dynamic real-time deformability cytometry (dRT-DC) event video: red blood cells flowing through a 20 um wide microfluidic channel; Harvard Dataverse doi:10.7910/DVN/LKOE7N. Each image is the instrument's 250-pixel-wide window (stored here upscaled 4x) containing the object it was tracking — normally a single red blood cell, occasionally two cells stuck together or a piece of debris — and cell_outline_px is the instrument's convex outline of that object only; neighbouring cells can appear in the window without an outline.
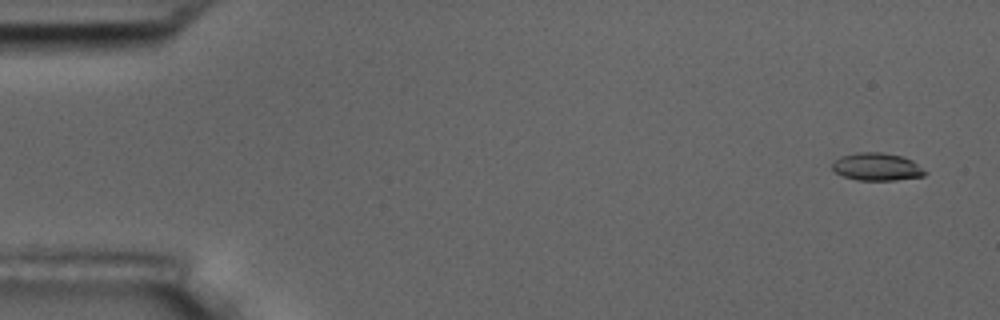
{"species": "common noctule bat (a hibernating species)", "species_latin": "Nyctalus noctula", "temperature_condition": "room temperature", "stored_images_in_passage": 4, "camera_frame_rate_fps": 3000, "um_per_image_px": 0.085, "animal": {"sex": "male", "body_mass_g": 17.5, "forearm_length_mm": 52.3}, "frame": {"image": 1, "passage_image": 1, "time_ms": 0.0, "image_size_px": [1000, 320], "cell_outline_px": [[928, 172], [924, 176], [896, 180], [856, 180], [844, 176], [836, 172], [832, 168], [832, 160], [840, 156], [856, 152], [884, 152], [900, 156], [912, 160]], "centroid_in_image_um": [74.52, 14.17], "position_along_channel_um": 10.5, "area_um2": 15.09}}
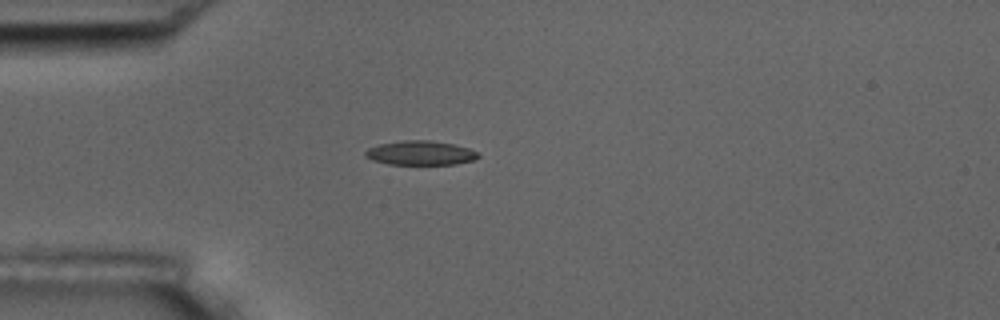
{"frame": {"image": 2, "passage_image": 4, "time_ms": 1.0, "image_size_px": [1000, 320], "cell_outline_px": [[480, 156], [476, 160], [456, 164], [388, 164], [372, 160], [364, 156], [364, 152], [368, 148], [380, 144], [404, 140], [428, 140], [456, 144], [480, 152]], "centroid_in_image_um": [35.78, 13.0], "position_along_channel_um": 49.2, "area_um2": 16.13}}